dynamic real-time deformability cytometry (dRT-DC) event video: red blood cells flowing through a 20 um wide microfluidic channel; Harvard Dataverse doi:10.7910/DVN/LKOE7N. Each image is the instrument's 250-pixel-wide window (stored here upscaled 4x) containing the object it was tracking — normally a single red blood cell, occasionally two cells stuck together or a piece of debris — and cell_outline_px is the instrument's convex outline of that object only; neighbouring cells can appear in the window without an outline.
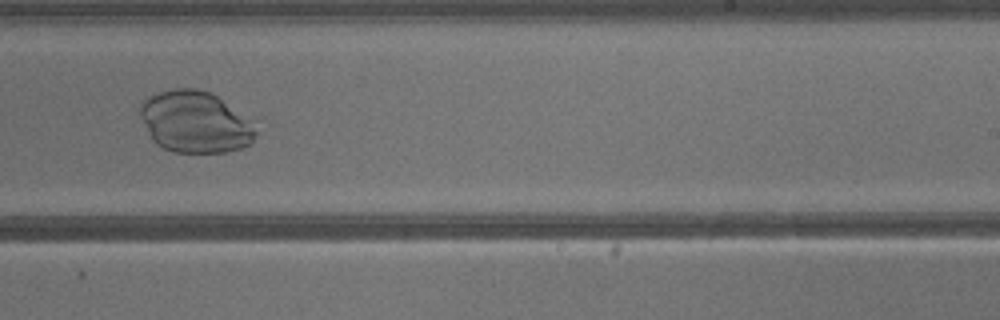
{"species": "common noctule bat (a hibernating species)", "species_latin": "Nyctalus noctula", "temperature_condition": "warm", "stored_images_in_passage": 36, "camera_frame_rate_fps": 3000, "um_per_image_px": 0.085, "animal": {"sex": "male", "body_mass_g": 13.3}, "frame": {"image": 1, "passage_image": 21, "time_ms": 6.667, "image_size_px": [1000, 320], "cell_outline_px": [[256, 132], [252, 144], [228, 152], [176, 152], [164, 148], [156, 144], [152, 140], [140, 116], [140, 104], [148, 96], [160, 92], [176, 88], [196, 88], [208, 92], [216, 96]], "centroid_in_image_um": [16.47, 10.39], "position_along_channel_um": 272.5, "area_um2": 40.17}}